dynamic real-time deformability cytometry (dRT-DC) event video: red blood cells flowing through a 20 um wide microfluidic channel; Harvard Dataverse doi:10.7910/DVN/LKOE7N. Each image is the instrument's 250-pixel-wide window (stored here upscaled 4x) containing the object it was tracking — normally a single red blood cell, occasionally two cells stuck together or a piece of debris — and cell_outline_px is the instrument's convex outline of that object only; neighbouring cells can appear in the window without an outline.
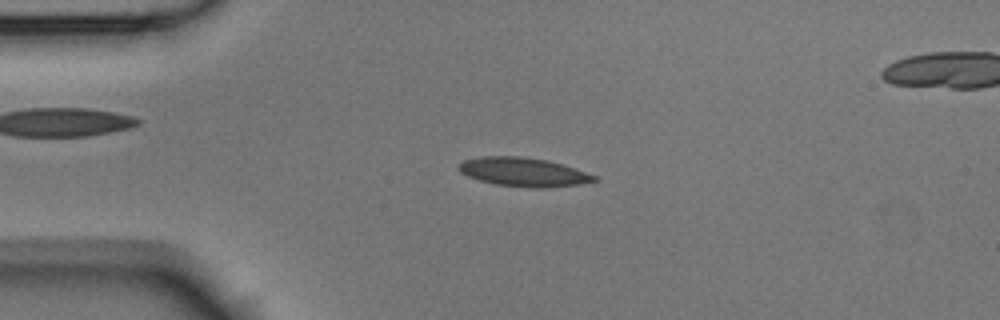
{"species": "Egyptian fruit bat (a non-hibernating species)", "species_latin": "Rousettus aegyptiacus", "temperature_condition": "room temperature", "stored_images_in_passage": 2, "camera_frame_rate_fps": 3000, "um_per_image_px": 0.085, "animal": {"sex": "male"}, "frame": {"image": 1, "passage_image": 2, "time_ms": 0.333, "image_size_px": [1000, 320], "cell_outline_px": [[596, 180], [580, 184], [544, 188], [536, 188], [496, 184], [480, 180], [468, 176], [460, 172], [456, 168], [456, 164], [464, 160], [480, 156], [520, 156], [548, 160], [596, 176]], "centroid_in_image_um": [44.41, 14.61], "position_along_channel_um": 40.6, "area_um2": 22.54}}